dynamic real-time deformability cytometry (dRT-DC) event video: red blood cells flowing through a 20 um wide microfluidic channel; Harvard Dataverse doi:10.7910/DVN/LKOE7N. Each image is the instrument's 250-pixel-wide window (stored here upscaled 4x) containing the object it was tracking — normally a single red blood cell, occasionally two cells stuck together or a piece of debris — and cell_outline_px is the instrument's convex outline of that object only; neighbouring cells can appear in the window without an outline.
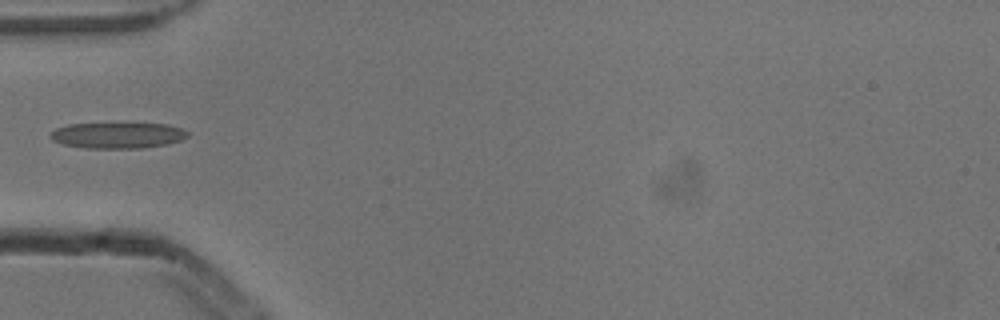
{"species": "common noctule bat (a hibernating species)", "species_latin": "Nyctalus noctula", "temperature_condition": "cold", "stored_images_in_passage": 1, "camera_frame_rate_fps": 3000, "um_per_image_px": 0.085, "animal": {"sex": "male", "body_mass_g": 13.3}, "frame": {"image": 1, "passage_image": 1, "time_ms": 0.0, "image_size_px": [1000, 320], "cell_outline_px": [[188, 136], [180, 140], [168, 144], [144, 148], [84, 148], [64, 144], [52, 140], [48, 136], [56, 128], [68, 124], [168, 124], [180, 128], [188, 132]], "centroid_in_image_um": [9.99, 11.51], "position_along_channel_um": 75.0, "area_um2": 20.58}}